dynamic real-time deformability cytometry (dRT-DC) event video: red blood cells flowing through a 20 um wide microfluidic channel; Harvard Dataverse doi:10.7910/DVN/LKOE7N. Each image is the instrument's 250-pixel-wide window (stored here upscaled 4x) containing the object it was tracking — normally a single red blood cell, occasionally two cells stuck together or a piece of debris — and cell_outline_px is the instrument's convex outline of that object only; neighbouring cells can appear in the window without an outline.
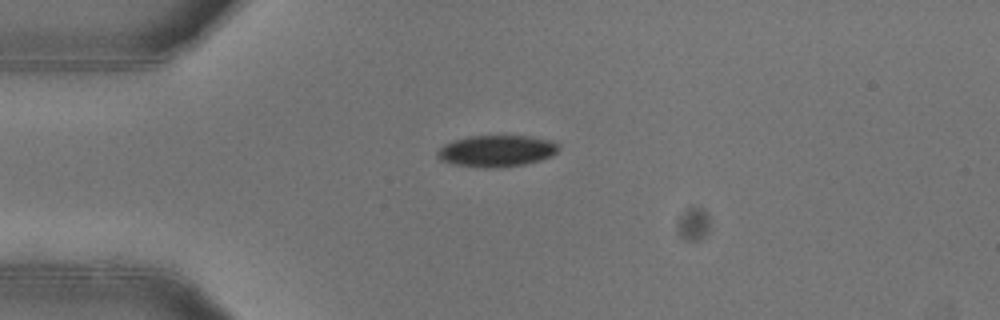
{"species": "common noctule bat (a hibernating species)", "species_latin": "Nyctalus noctula", "temperature_condition": "warm", "stored_images_in_passage": 41, "camera_frame_rate_fps": 3000, "um_per_image_px": 0.085, "animal": {"sex": "female"}, "frame": {"image": 1, "passage_image": 2, "time_ms": 0.333, "image_size_px": [1000, 320], "cell_outline_px": [[560, 148], [552, 156], [540, 160], [524, 164], [496, 168], [484, 168], [456, 164], [440, 160], [436, 156], [436, 152], [444, 144], [468, 136], [528, 136], [556, 140], [560, 144]], "centroid_in_image_um": [42.26, 12.82], "position_along_channel_um": 42.7, "area_um2": 22.43}}
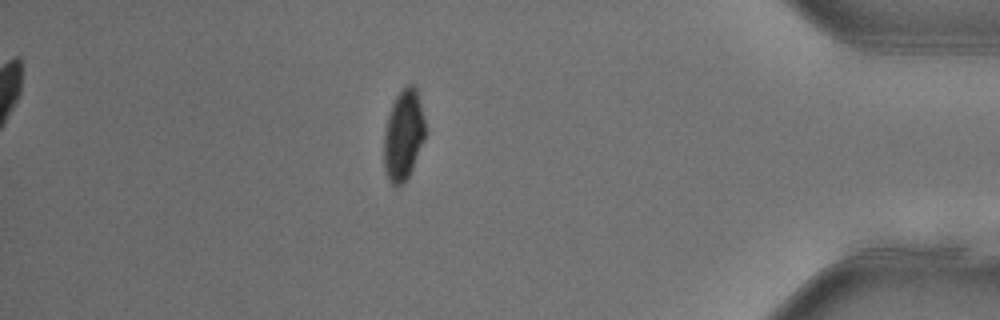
{"frame": {"image": 2, "passage_image": 34, "time_ms": 11.0, "image_size_px": [1000, 320], "cell_outline_px": [[424, 140], [412, 168], [404, 184], [400, 188], [396, 188], [388, 180], [384, 168], [384, 132], [388, 116], [392, 104], [396, 96], [408, 84], [412, 84], [416, 88], [424, 120]], "centroid_in_image_um": [34.27, 11.54], "position_along_channel_um": 400.9, "area_um2": 21.62}}
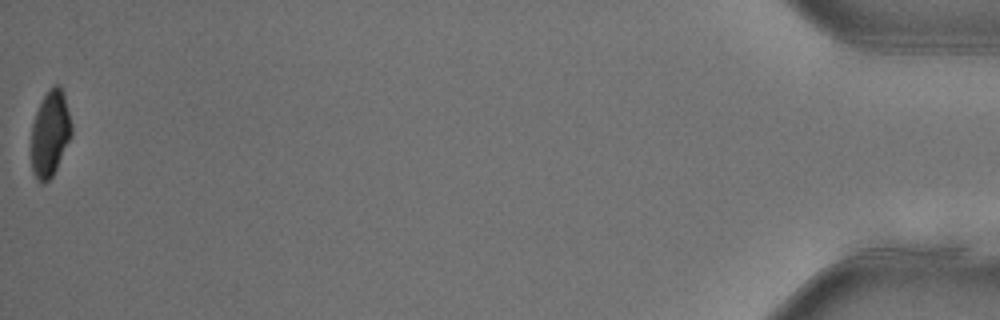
{"frame": {"image": 3, "passage_image": 41, "time_ms": 13.333, "image_size_px": [1000, 320], "cell_outline_px": [[72, 136], [52, 176], [44, 184], [40, 184], [36, 180], [32, 172], [32, 124], [36, 112], [48, 88], [56, 84], [60, 84], [64, 92], [72, 124]], "centroid_in_image_um": [4.27, 11.35], "position_along_channel_um": 430.9, "area_um2": 20.35}, "authors_computed_cell_mechanics": {"area_um2": 23.5246, "velocity_mm_per_s": 3.9711, "shape_relaxation_time_tau1_ms": 5.6645, "shape_relaxation_time_tau2_ms": 7.6879, "deformation_change_tau1": 0.1443, "deformation_change_tau2": 0.0742}}